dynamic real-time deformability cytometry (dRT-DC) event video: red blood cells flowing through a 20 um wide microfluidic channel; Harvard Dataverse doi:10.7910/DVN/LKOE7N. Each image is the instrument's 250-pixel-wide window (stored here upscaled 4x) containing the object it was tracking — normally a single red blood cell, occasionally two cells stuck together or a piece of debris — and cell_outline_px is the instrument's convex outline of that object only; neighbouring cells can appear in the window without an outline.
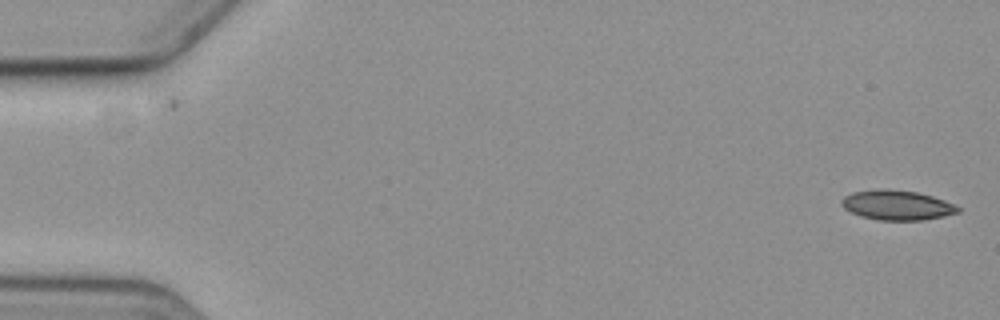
{"species": "common noctule bat (a hibernating species)", "species_latin": "Nyctalus noctula", "temperature_condition": "cold", "stored_images_in_passage": 3, "camera_frame_rate_fps": 3000, "um_per_image_px": 0.085, "animal": {"sex": "female", "body_mass_g": 19.3, "forearm_length_mm": 54.1}, "frame": {"image": 1, "passage_image": 1, "time_ms": 0.0, "image_size_px": [1000, 320], "cell_outline_px": [[960, 212], [944, 216], [924, 220], [880, 220], [864, 216], [852, 212], [844, 208], [840, 204], [844, 196], [852, 192], [888, 188], [916, 192], [932, 196], [944, 200], [960, 208]], "centroid_in_image_um": [76.25, 17.43], "position_along_channel_um": 8.7, "area_um2": 20.0}}